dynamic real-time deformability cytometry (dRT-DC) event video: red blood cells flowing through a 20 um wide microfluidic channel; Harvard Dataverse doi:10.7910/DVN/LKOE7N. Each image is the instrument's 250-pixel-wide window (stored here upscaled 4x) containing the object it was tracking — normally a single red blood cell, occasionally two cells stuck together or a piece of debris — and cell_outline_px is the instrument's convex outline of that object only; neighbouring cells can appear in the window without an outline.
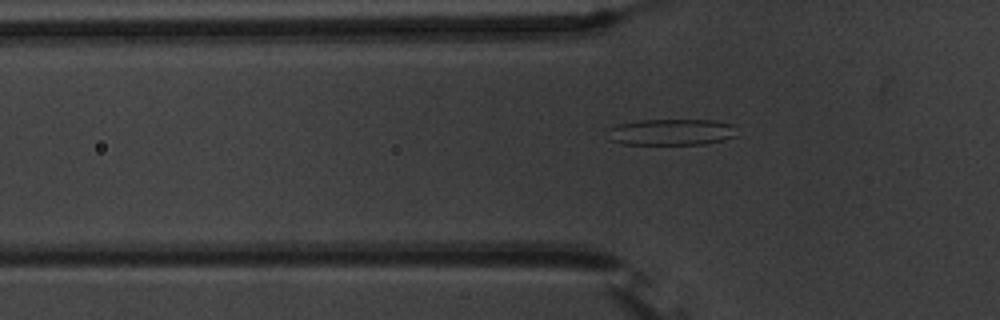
{"species": "common noctule bat (a hibernating species)", "species_latin": "Nyctalus noctula", "temperature_condition": "warm", "stored_images_in_passage": 55, "camera_frame_rate_fps": 3000, "um_per_image_px": 0.085, "animal": {"sex": "male", "body_mass_g": 20.1, "forearm_length_mm": 53.5}, "frame": {"image": 1, "passage_image": 19, "time_ms": 6.0, "image_size_px": [1000, 320], "cell_outline_px": [[736, 136], [704, 144], [624, 144], [608, 140], [608, 128], [616, 124], [636, 120], [716, 120], [736, 124]], "centroid_in_image_um": [57.05, 11.21], "position_along_channel_um": 68.8, "area_um2": 20.11}}
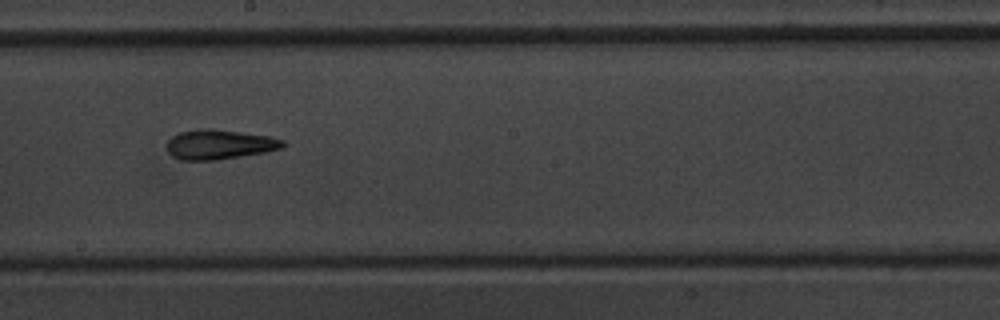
{"frame": {"image": 2, "passage_image": 32, "time_ms": 10.333, "image_size_px": [1000, 320], "cell_outline_px": [[288, 144], [284, 148], [264, 152], [216, 160], [180, 160], [172, 156], [168, 152], [168, 140], [172, 136], [180, 132], [204, 128], [212, 128], [272, 136], [284, 140]], "centroid_in_image_um": [18.7, 12.27], "position_along_channel_um": 229.5, "area_um2": 20.23}}
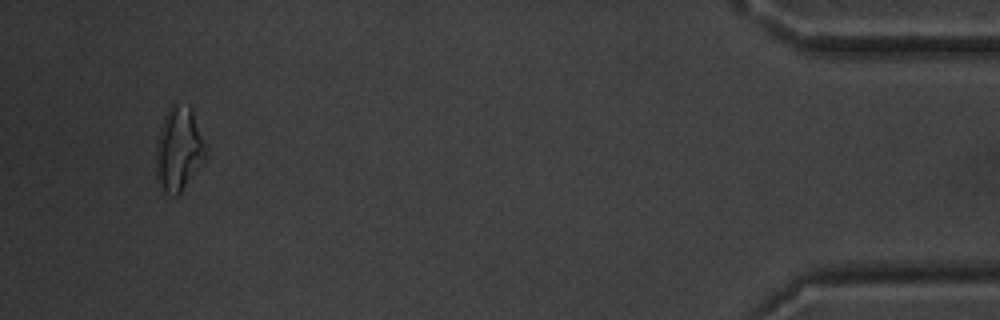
{"frame": {"image": 3, "passage_image": 53, "time_ms": 17.333, "image_size_px": [1000, 320], "cell_outline_px": [[208, 152], [204, 160], [180, 192], [176, 196], [168, 196], [164, 192], [156, 180], [156, 144], [160, 128], [164, 116], [168, 108], [172, 104], [176, 104], [188, 108], [192, 112], [208, 148]], "centroid_in_image_um": [15.18, 12.72], "position_along_channel_um": 420.0, "area_um2": 24.16}, "authors_computed_cell_mechanics": {"area_um2": 20.4612, "velocity_mm_per_s": 3.7088, "shape_relaxation_time_tau1_ms": null, "shape_relaxation_time_tau2_ms": 2.651, "deformation_change_tau1": null, "deformation_change_tau2": 0.1219}}